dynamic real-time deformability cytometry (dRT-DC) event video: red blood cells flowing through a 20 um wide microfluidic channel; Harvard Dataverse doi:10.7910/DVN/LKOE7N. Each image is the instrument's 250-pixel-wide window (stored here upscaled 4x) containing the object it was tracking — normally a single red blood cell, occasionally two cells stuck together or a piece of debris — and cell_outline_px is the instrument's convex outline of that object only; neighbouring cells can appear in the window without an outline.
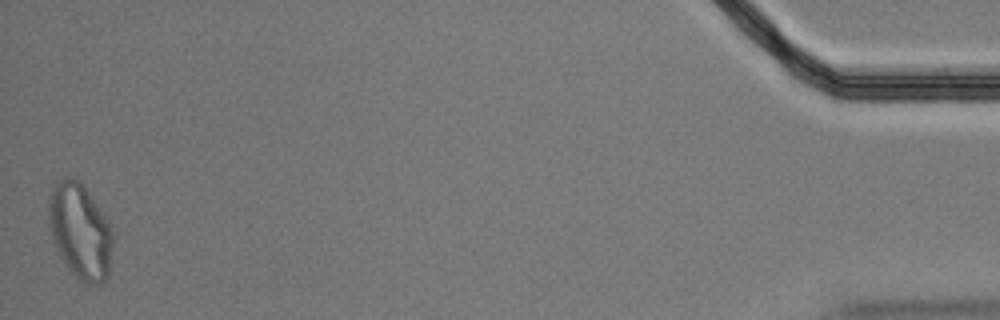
{"species": "Egyptian fruit bat (a non-hibernating species)", "species_latin": "Rousettus aegyptiacus", "temperature_condition": "cold", "stored_images_in_passage": 52, "segment_of_instrument_passage": [2, 2], "camera_frame_rate_fps": 3000, "um_per_image_px": 0.085, "animal": {"sex": "male"}, "frame": {"image": 1, "passage_image": 52, "time_ms": 17.0, "image_size_px": [1000, 320], "cell_outline_px": [[116, 236], [108, 276], [100, 284], [84, 284], [72, 276], [64, 264], [52, 240], [48, 224], [48, 196], [52, 188], [60, 180], [68, 176], [80, 180], [84, 184], [112, 228]], "centroid_in_image_um": [6.82, 19.68], "position_along_channel_um": 428.4, "area_um2": 36.7}}